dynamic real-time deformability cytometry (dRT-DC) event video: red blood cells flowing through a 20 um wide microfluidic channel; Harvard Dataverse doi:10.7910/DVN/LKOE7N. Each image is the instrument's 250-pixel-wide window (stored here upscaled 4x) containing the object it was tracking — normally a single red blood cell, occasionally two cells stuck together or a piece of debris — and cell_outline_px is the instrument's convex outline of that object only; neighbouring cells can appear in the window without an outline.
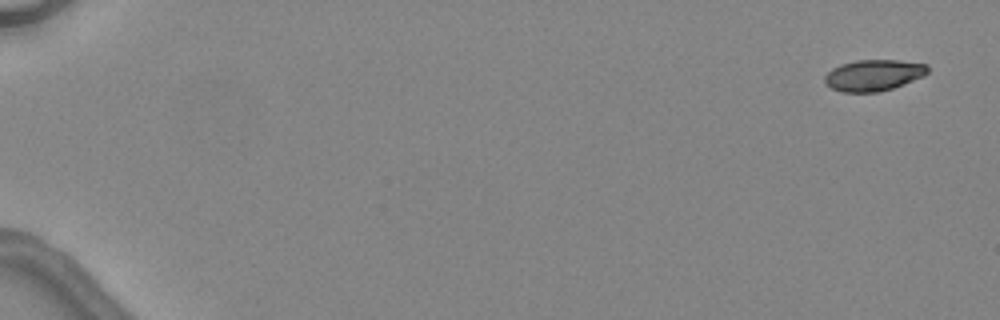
{"species": "common noctule bat (a hibernating species)", "species_latin": "Nyctalus noctula", "temperature_condition": "warm", "stored_images_in_passage": 3, "camera_frame_rate_fps": 3000, "um_per_image_px": 0.085, "animal": {"sex": "female", "body_mass_g": 24.6, "forearm_length_mm": 56.2}, "frame": {"image": 1, "passage_image": 1, "time_ms": 0.0, "image_size_px": [1000, 320], "cell_outline_px": [[928, 72], [924, 76], [904, 84], [892, 88], [876, 92], [840, 92], [824, 84], [824, 76], [832, 68], [840, 64], [856, 60], [896, 60], [928, 64]], "centroid_in_image_um": [74.23, 6.39], "position_along_channel_um": 10.8, "area_um2": 18.84}}